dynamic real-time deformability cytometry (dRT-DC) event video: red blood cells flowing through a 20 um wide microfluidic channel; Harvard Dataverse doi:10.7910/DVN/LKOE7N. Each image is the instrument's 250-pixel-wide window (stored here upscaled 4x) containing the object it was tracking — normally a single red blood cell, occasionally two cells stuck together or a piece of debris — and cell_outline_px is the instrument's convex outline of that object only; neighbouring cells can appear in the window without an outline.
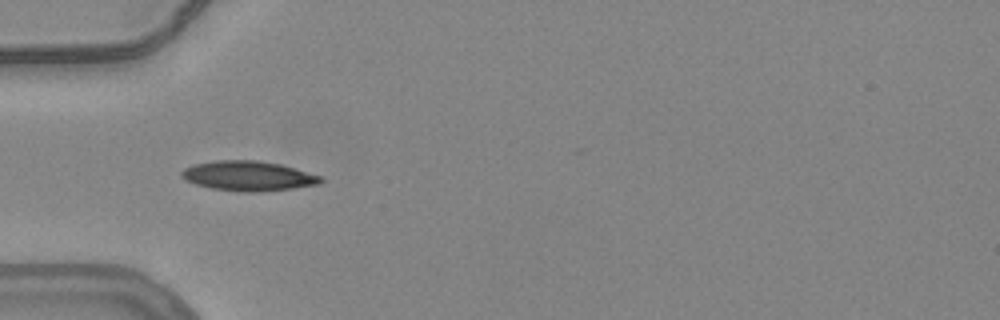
{"species": "common noctule bat (a hibernating species)", "species_latin": "Nyctalus noctula", "temperature_condition": "warm", "stored_images_in_passage": 38, "camera_frame_rate_fps": 3000, "um_per_image_px": 0.085, "animal": {"sex": "female", "body_mass_g": 24.6, "forearm_length_mm": 56.2}, "frame": {"image": 1, "passage_image": 1, "time_ms": 0.0, "image_size_px": [1000, 320], "cell_outline_px": [[324, 180], [320, 184], [292, 188], [256, 192], [244, 192], [212, 188], [196, 184], [184, 180], [180, 176], [180, 172], [184, 168], [192, 164], [216, 160], [260, 160], [280, 164], [324, 176]], "centroid_in_image_um": [21.1, 14.94], "position_along_channel_um": 63.9, "area_um2": 24.39}}
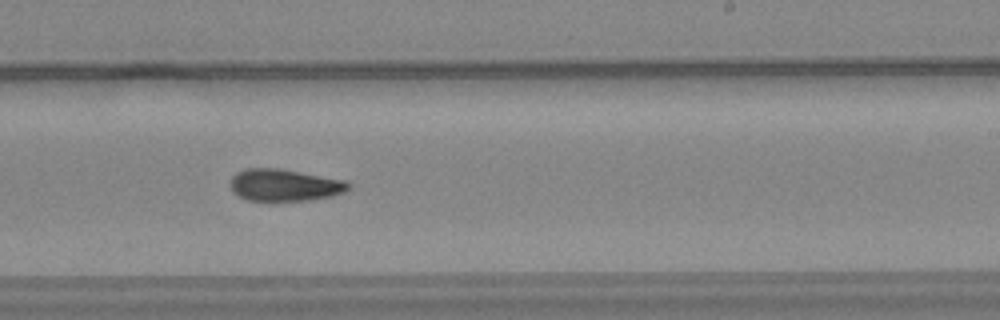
{"frame": {"image": 2, "passage_image": 17, "time_ms": 5.333, "image_size_px": [1000, 320], "cell_outline_px": [[352, 184], [344, 192], [332, 196], [308, 200], [248, 200], [240, 196], [228, 184], [232, 176], [236, 172], [244, 168], [280, 168], [348, 180]], "centroid_in_image_um": [24.21, 15.71], "position_along_channel_um": 264.8, "area_um2": 22.14}}
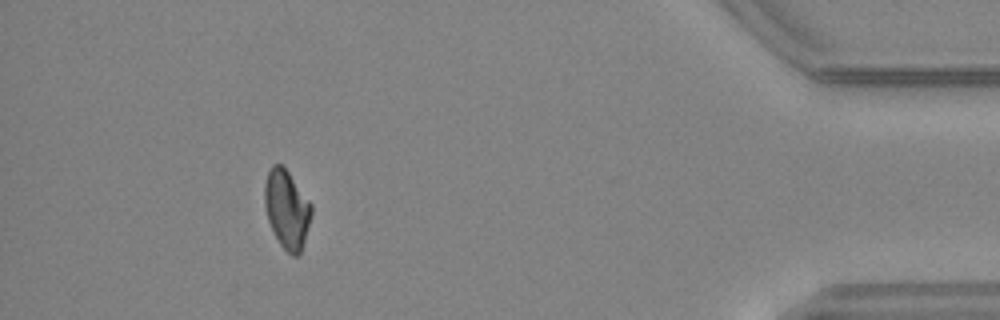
{"frame": {"image": 3, "passage_image": 33, "time_ms": 10.667, "image_size_px": [1000, 320], "cell_outline_px": [[312, 212], [300, 256], [292, 256], [280, 244], [268, 220], [264, 204], [264, 184], [268, 172], [272, 164], [280, 164], [288, 172], [312, 204]], "centroid_in_image_um": [24.38, 17.79], "position_along_channel_um": 410.8, "area_um2": 21.21}, "authors_computed_cell_mechanics": {"area_um2": 22.0507, "velocity_mm_per_s": 3.7914, "shape_relaxation_time_tau1_ms": null, "shape_relaxation_time_tau2_ms": 5.9963, "deformation_change_tau1": null, "deformation_change_tau2": 0.1069}}